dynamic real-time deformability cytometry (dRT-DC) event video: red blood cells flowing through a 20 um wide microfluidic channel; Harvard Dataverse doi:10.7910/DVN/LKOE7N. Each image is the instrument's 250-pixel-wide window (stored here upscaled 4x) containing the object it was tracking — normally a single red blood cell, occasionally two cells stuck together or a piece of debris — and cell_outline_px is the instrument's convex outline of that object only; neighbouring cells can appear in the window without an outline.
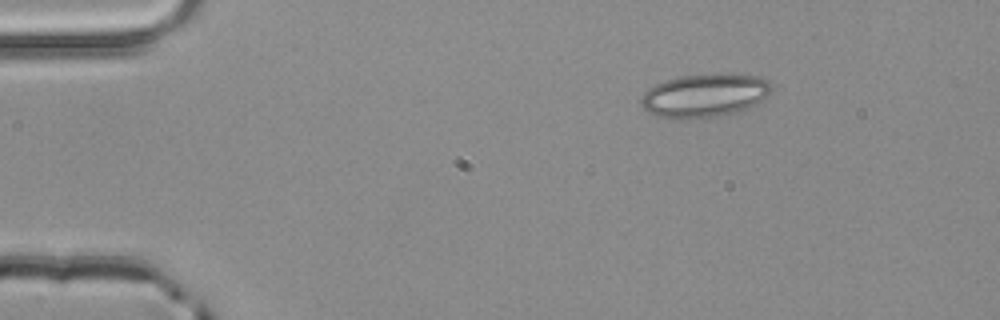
{"species": "common noctule bat (a hibernating species)", "species_latin": "Nyctalus noctula", "temperature_condition": "room temperature", "stored_images_in_passage": 2, "camera_frame_rate_fps": 3000, "um_per_image_px": 0.085, "animal": {"sex": "male", "body_mass_g": 20.4}, "frame": {"image": 1, "passage_image": 2, "time_ms": 0.333, "image_size_px": [1000, 320], "cell_outline_px": [[772, 88], [768, 96], [756, 104], [740, 112], [716, 116], [656, 116], [648, 112], [640, 104], [640, 100], [644, 92], [648, 88], [664, 80], [680, 76], [712, 72], [716, 72], [756, 76], [768, 80]], "centroid_in_image_um": [59.93, 8.06], "position_along_channel_um": 25.1, "area_um2": 32.83}}